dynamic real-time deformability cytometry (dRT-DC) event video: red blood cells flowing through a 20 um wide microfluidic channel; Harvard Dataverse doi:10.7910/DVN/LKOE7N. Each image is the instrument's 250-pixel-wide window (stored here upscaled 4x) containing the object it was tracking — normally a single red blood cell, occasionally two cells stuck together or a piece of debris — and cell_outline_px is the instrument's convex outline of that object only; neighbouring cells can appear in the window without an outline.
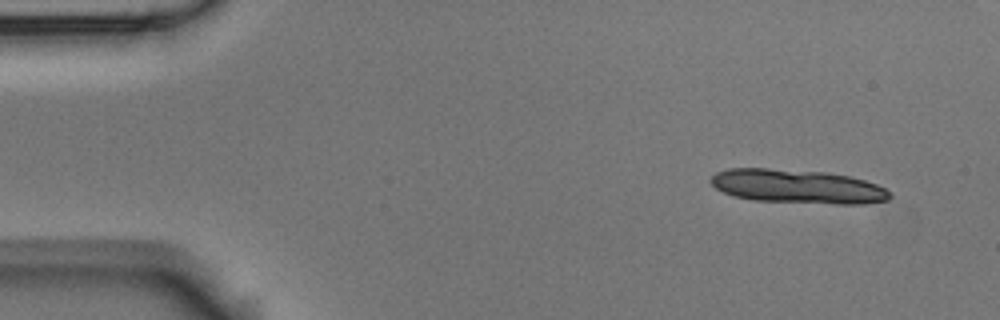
{"species": "Egyptian fruit bat (a non-hibernating species)", "species_latin": "Rousettus aegyptiacus", "temperature_condition": "room temperature", "stored_images_in_passage": 4, "camera_frame_rate_fps": 3000, "um_per_image_px": 0.085, "animal": {"sex": "male"}, "frame": {"image": 1, "passage_image": 1, "time_ms": 0.0, "image_size_px": [1000, 320], "cell_outline_px": [[892, 196], [888, 200], [864, 204], [836, 204], [752, 200], [732, 196], [716, 188], [708, 180], [716, 172], [728, 168], [768, 168], [824, 172], [848, 176], [864, 180], [876, 184], [892, 192]], "centroid_in_image_um": [67.78, 15.85], "position_along_channel_um": 17.2, "area_um2": 35.55}}